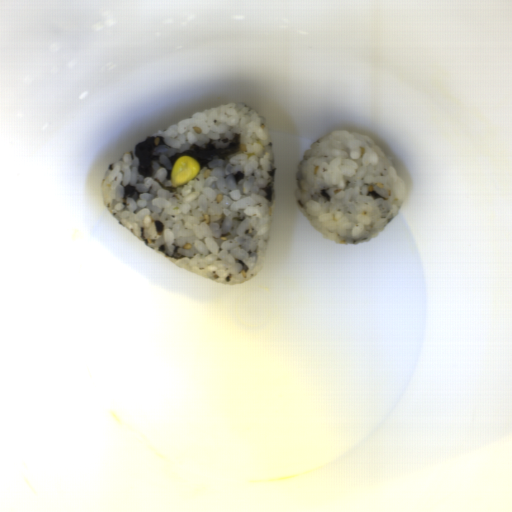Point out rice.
<instances>
[{"mask_svg": "<svg viewBox=\"0 0 512 512\" xmlns=\"http://www.w3.org/2000/svg\"><path fill=\"white\" fill-rule=\"evenodd\" d=\"M406 194L404 178L376 142L348 130L315 140L296 169L297 206L318 233L339 245L378 236L396 218Z\"/></svg>", "mask_w": 512, "mask_h": 512, "instance_id": "2", "label": "rice"}, {"mask_svg": "<svg viewBox=\"0 0 512 512\" xmlns=\"http://www.w3.org/2000/svg\"><path fill=\"white\" fill-rule=\"evenodd\" d=\"M201 167L178 187L181 156ZM276 163L268 119L231 102L158 130L108 167L100 194L113 218L175 265L223 285H242L264 264Z\"/></svg>", "mask_w": 512, "mask_h": 512, "instance_id": "1", "label": "rice"}]
</instances>
